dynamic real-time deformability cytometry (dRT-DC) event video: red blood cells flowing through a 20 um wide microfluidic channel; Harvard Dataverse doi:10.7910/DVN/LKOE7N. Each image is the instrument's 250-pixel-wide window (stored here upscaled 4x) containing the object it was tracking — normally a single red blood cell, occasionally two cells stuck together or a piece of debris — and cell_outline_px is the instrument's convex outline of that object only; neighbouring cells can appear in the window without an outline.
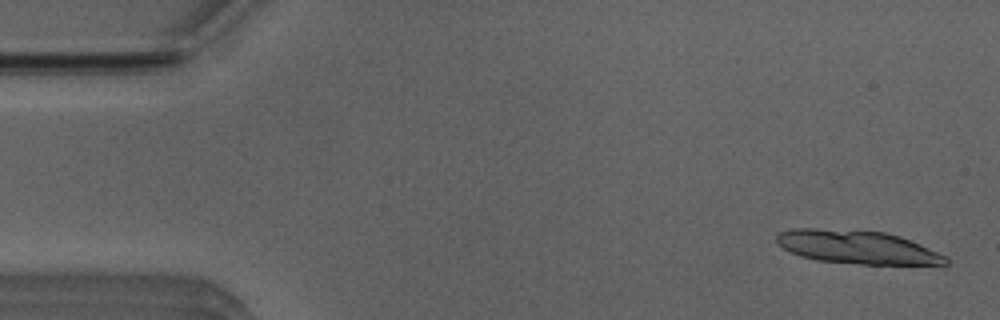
{"species": "Egyptian fruit bat (a non-hibernating species)", "species_latin": "Rousettus aegyptiacus", "temperature_condition": "room temperature", "stored_images_in_passage": 18, "camera_frame_rate_fps": 3000, "um_per_image_px": 0.085, "animal": {"sex": "male"}, "frame": {"image": 1, "passage_image": 2, "time_ms": 0.333, "image_size_px": [1000, 320], "cell_outline_px": [[948, 264], [944, 268], [860, 264], [816, 260], [800, 256], [788, 252], [776, 240], [776, 236], [780, 232], [792, 228], [812, 228], [884, 232], [900, 236], [948, 256]], "centroid_in_image_um": [73.04, 21.07], "position_along_channel_um": 12.0, "area_um2": 33.93}}
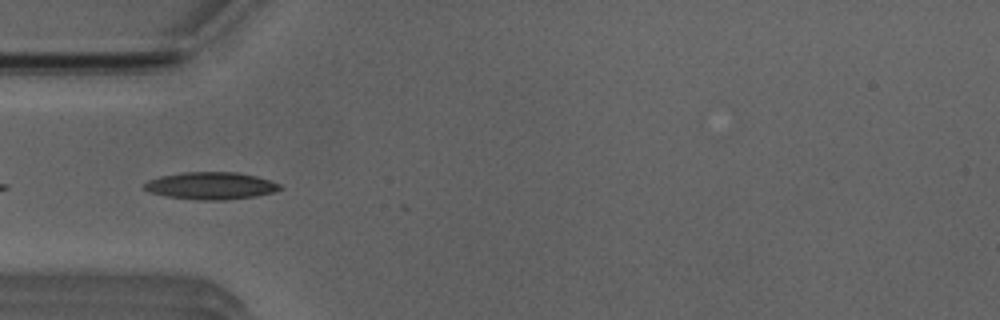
{"frame": {"image": 2, "passage_image": 16, "time_ms": 5.0, "image_size_px": [1000, 320], "cell_outline_px": [[284, 188], [272, 192], [256, 196], [224, 200], [200, 200], [168, 196], [152, 192], [144, 188], [144, 184], [148, 180], [160, 176], [184, 172], [236, 172], [256, 176], [280, 184]], "centroid_in_image_um": [17.95, 15.78], "position_along_channel_um": 67.1, "area_um2": 21.33}}